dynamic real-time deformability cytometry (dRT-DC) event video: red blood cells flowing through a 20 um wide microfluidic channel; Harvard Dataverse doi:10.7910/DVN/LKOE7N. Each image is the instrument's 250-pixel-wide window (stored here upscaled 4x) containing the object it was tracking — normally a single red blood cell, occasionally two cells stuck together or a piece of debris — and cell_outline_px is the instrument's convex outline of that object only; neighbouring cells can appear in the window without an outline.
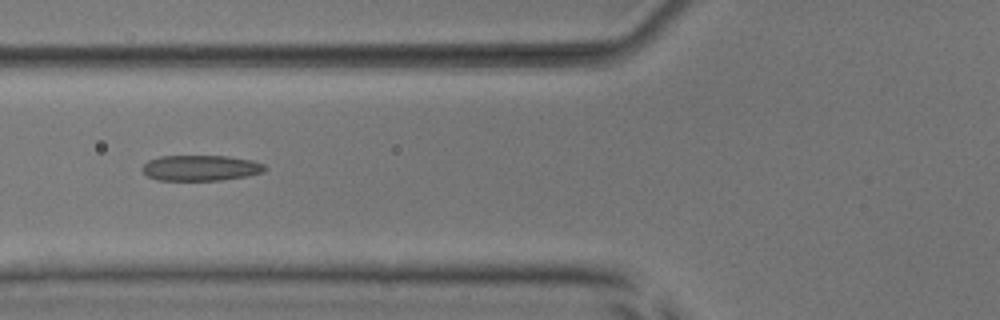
{"species": "common noctule bat (a hibernating species)", "species_latin": "Nyctalus noctula", "temperature_condition": "room temperature", "stored_images_in_passage": 37, "camera_frame_rate_fps": 3000, "um_per_image_px": 0.085, "animal": {"sex": "male", "body_mass_g": 17.9, "forearm_length_mm": 54.2}, "frame": {"image": 1, "passage_image": 6, "time_ms": 1.667, "image_size_px": [1000, 320], "cell_outline_px": [[268, 168], [264, 172], [244, 176], [220, 180], [156, 180], [148, 176], [140, 168], [148, 160], [160, 156], [228, 156], [252, 160], [264, 164]], "centroid_in_image_um": [17.05, 14.27], "position_along_channel_um": 108.7, "area_um2": 18.32}}
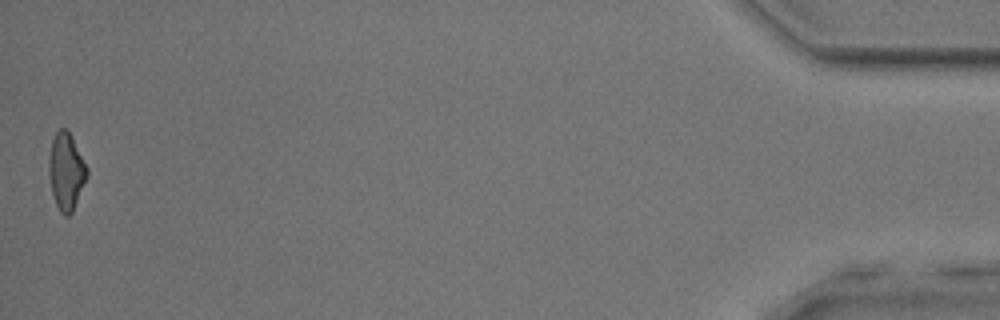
{"frame": {"image": 2, "passage_image": 37, "time_ms": 12.0, "image_size_px": [1000, 320], "cell_outline_px": [[88, 176], [72, 212], [68, 216], [64, 216], [60, 212], [56, 204], [52, 192], [48, 172], [48, 160], [52, 140], [56, 132], [60, 128], [68, 128], [88, 168]], "centroid_in_image_um": [5.63, 14.55], "position_along_channel_um": 429.6, "area_um2": 17.22}, "authors_computed_cell_mechanics": {"area_um2": 17.918, "velocity_mm_per_s": 4.0057, "shape_relaxation_time_tau1_ms": null, "shape_relaxation_time_tau2_ms": 2.9623, "deformation_change_tau1": null, "deformation_change_tau2": 0.1319}}